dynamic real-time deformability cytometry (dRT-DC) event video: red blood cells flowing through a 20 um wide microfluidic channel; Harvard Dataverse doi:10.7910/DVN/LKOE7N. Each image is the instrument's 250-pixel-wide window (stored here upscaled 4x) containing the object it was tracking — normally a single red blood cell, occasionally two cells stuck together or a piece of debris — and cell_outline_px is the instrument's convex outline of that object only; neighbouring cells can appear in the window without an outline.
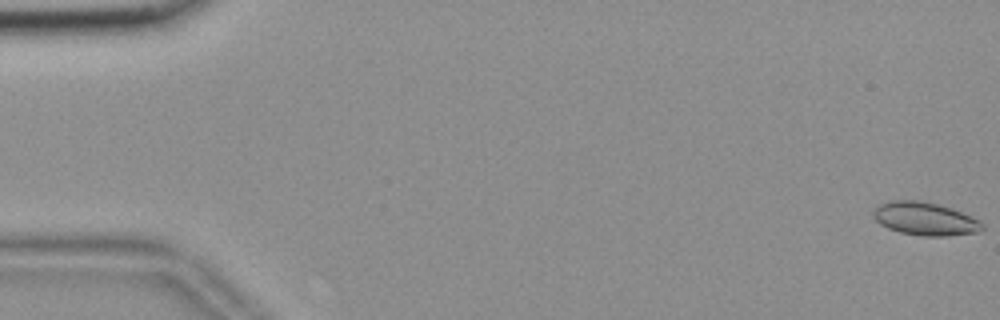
{"species": "common noctule bat (a hibernating species)", "species_latin": "Nyctalus noctula", "temperature_condition": "room temperature", "stored_images_in_passage": 56, "camera_frame_rate_fps": 3000, "um_per_image_px": 0.085, "animal": {"sex": "female", "body_mass_g": 18.4}, "frame": {"image": 1, "passage_image": 1, "time_ms": 0.0, "image_size_px": [1000, 320], "cell_outline_px": [[984, 228], [980, 232], [948, 236], [924, 236], [900, 232], [888, 228], [880, 224], [872, 216], [872, 212], [880, 204], [892, 200], [920, 200], [940, 204], [952, 208], [972, 216], [980, 220], [984, 224]], "centroid_in_image_um": [78.66, 18.59], "position_along_channel_um": 6.3, "area_um2": 21.27}}
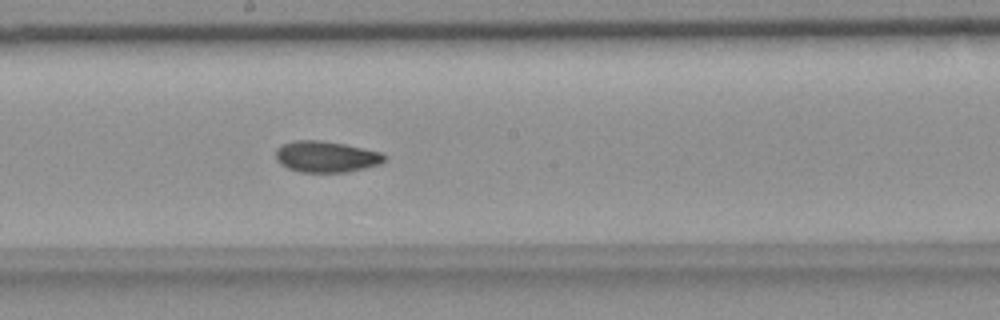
{"frame": {"image": 2, "passage_image": 31, "time_ms": 10.0, "image_size_px": [1000, 320], "cell_outline_px": [[388, 156], [380, 164], [348, 172], [300, 172], [288, 168], [280, 164], [276, 160], [276, 148], [284, 144], [296, 140], [320, 140], [344, 144], [384, 152]], "centroid_in_image_um": [27.75, 13.32], "position_along_channel_um": 220.5, "area_um2": 19.88}}
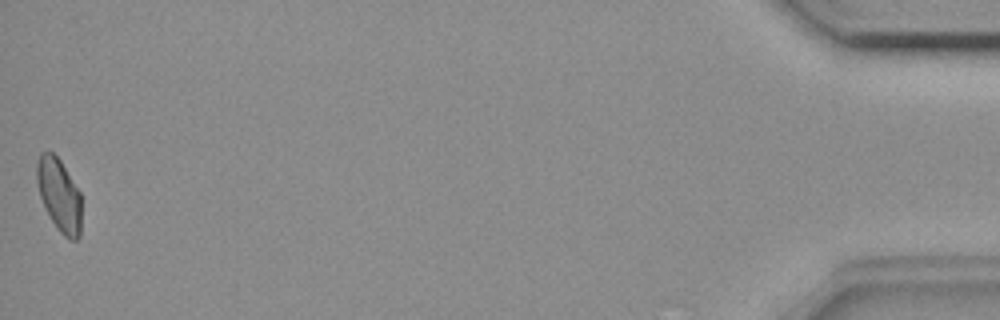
{"frame": {"image": 3, "passage_image": 56, "time_ms": 18.333, "image_size_px": [1000, 320], "cell_outline_px": [[80, 236], [76, 240], [68, 240], [56, 228], [40, 196], [36, 180], [36, 164], [40, 152], [52, 152], [60, 160], [80, 192]], "centroid_in_image_um": [5.02, 16.57], "position_along_channel_um": 430.2, "area_um2": 18.79}, "authors_computed_cell_mechanics": {"area_um2": 19.8832, "velocity_mm_per_s": 3.6764, "shape_relaxation_time_tau1_ms": null, "shape_relaxation_time_tau2_ms": 2.1651, "deformation_change_tau1": null, "deformation_change_tau2": 0.0628}}